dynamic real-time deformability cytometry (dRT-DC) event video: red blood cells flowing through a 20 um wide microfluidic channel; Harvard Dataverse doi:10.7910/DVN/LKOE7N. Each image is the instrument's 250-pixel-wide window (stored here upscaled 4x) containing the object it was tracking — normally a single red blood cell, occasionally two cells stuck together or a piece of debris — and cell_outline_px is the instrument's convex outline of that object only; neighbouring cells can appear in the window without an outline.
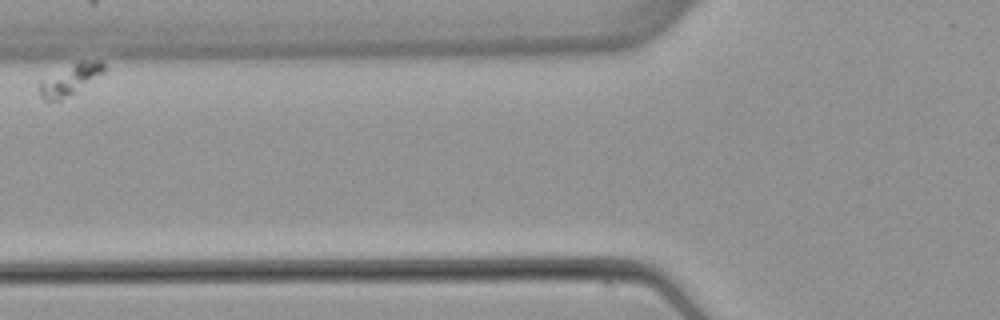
{"species": "common noctule bat (a hibernating species)", "species_latin": "Nyctalus noctula", "temperature_condition": "warm", "stored_images_in_passage": 7, "camera_frame_rate_fps": 3000, "um_per_image_px": 0.085, "animal": {"sex": "female", "body_mass_g": 22.7, "forearm_length_mm": 54.2}, "frame": {"image": 1, "passage_image": 3, "time_ms": 2.333, "image_size_px": [1000, 320], "cell_outline_px": [[104, 72], [60, 100], [44, 100], [40, 96], [40, 80], [80, 60], [100, 60], [104, 64]], "centroid_in_image_um": [5.94, 6.73], "position_along_channel_um": 119.9, "area_um2": 11.04}}